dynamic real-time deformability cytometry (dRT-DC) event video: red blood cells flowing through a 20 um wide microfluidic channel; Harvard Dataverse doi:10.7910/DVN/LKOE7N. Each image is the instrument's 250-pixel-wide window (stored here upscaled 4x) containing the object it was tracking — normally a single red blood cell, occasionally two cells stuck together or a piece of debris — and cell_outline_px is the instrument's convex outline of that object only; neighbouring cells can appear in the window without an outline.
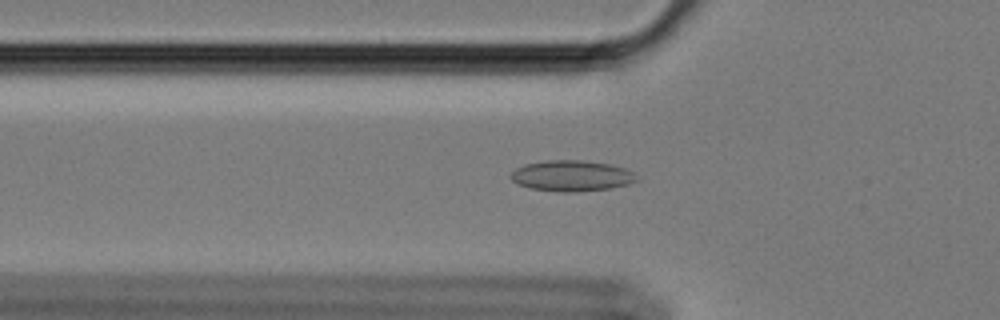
{"species": "Egyptian fruit bat (a non-hibernating species)", "species_latin": "Rousettus aegyptiacus", "temperature_condition": "cold", "stored_images_in_passage": 47, "camera_frame_rate_fps": 3000, "um_per_image_px": 0.085, "animal": {"sex": "female"}, "frame": {"image": 1, "passage_image": 8, "time_ms": 2.333, "image_size_px": [1000, 320], "cell_outline_px": [[636, 180], [628, 184], [612, 188], [572, 192], [560, 192], [528, 188], [512, 180], [508, 176], [516, 168], [524, 164], [548, 160], [580, 160], [608, 164], [624, 168], [632, 172], [636, 176]], "centroid_in_image_um": [48.54, 14.95], "position_along_channel_um": 77.3, "area_um2": 22.48}}
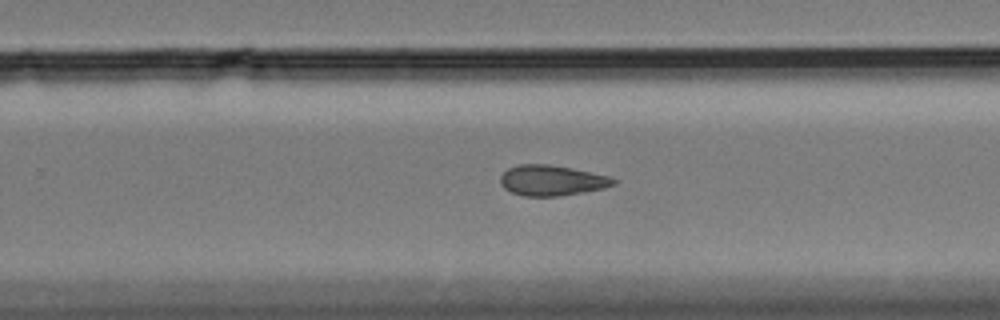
{"frame": {"image": 2, "passage_image": 26, "time_ms": 8.333, "image_size_px": [1000, 320], "cell_outline_px": [[616, 184], [604, 188], [584, 192], [560, 196], [524, 196], [512, 192], [504, 188], [500, 184], [500, 176], [508, 168], [516, 164], [548, 164], [572, 168], [608, 176], [616, 180]], "centroid_in_image_um": [46.88, 15.33], "position_along_channel_um": 282.9, "area_um2": 20.11}}
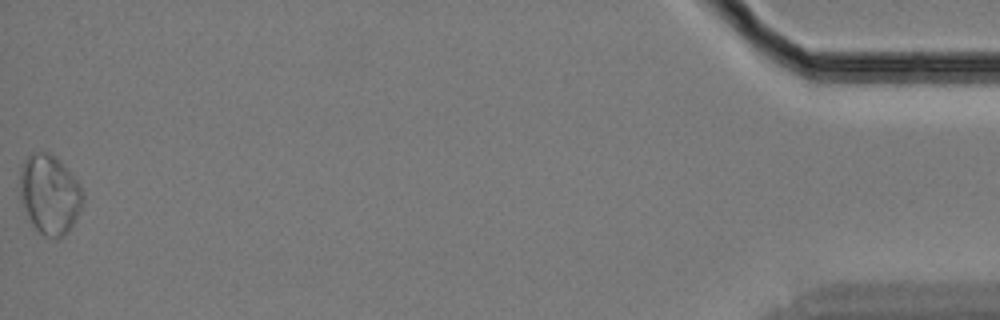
{"frame": {"image": 3, "passage_image": 47, "time_ms": 15.333, "image_size_px": [1000, 320], "cell_outline_px": [[84, 204], [80, 212], [64, 236], [56, 240], [44, 236], [32, 224], [20, 200], [20, 168], [24, 160], [32, 152], [48, 152], [56, 156], [60, 160], [80, 184], [84, 196]], "centroid_in_image_um": [4.23, 16.52], "position_along_channel_um": 431.0, "area_um2": 29.48}, "authors_computed_cell_mechanics": {"area_um2": 20.6924, "velocity_mm_per_s": 3.4127, "shape_relaxation_time_tau1_ms": null, "shape_relaxation_time_tau2_ms": 11.3703, "deformation_change_tau1": null, "deformation_change_tau2": 0.1764}}